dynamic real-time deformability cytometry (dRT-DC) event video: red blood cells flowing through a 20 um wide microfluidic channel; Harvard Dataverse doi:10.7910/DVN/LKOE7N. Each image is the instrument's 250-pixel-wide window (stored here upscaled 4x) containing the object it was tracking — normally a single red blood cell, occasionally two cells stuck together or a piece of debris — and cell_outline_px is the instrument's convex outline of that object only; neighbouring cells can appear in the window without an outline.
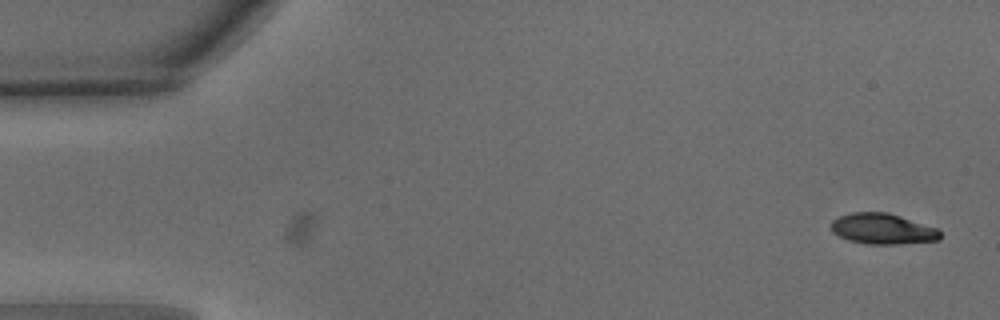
{"species": "common noctule bat (a hibernating species)", "species_latin": "Nyctalus noctula", "temperature_condition": "warm", "stored_images_in_passage": 6, "camera_frame_rate_fps": 3000, "um_per_image_px": 0.085, "animal": {"sex": "male", "body_mass_g": 15.6}, "frame": {"image": 1, "passage_image": 6, "time_ms": 1.667, "image_size_px": [1000, 320], "cell_outline_px": [[940, 240], [900, 244], [868, 244], [848, 240], [832, 232], [832, 220], [840, 216], [852, 212], [888, 212], [936, 228], [940, 232]], "centroid_in_image_um": [75.01, 19.45], "position_along_channel_um": 10.0, "area_um2": 19.36}}